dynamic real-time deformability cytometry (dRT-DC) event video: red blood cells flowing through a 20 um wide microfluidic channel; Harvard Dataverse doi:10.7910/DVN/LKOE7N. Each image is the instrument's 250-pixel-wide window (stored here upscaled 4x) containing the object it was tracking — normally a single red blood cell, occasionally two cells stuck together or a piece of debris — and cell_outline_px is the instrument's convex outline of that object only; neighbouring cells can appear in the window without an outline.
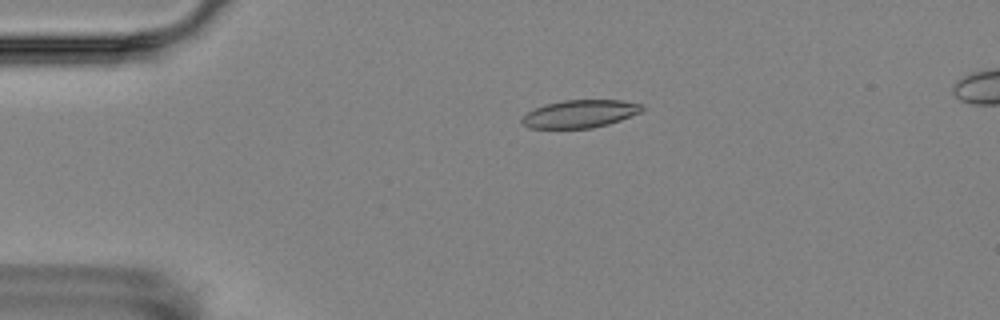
{"species": "Egyptian fruit bat (a non-hibernating species)", "species_latin": "Rousettus aegyptiacus", "temperature_condition": "room temperature", "stored_images_in_passage": 7, "camera_frame_rate_fps": 3000, "um_per_image_px": 0.085, "animal": {"sex": "female"}, "frame": {"image": 1, "passage_image": 3, "time_ms": 3.667, "image_size_px": [1000, 320], "cell_outline_px": [[644, 108], [640, 112], [620, 120], [608, 124], [592, 128], [528, 128], [520, 120], [528, 112], [544, 104], [564, 100], [624, 100], [640, 104]], "centroid_in_image_um": [49.29, 9.67], "position_along_channel_um": 35.7, "area_um2": 19.31}}
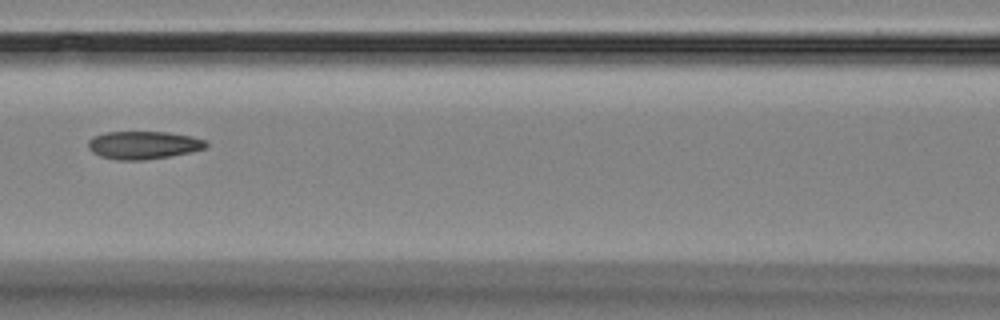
{"frame": {"image": 2, "passage_image": 7, "time_ms": 8.0, "image_size_px": [1000, 320], "cell_outline_px": [[208, 148], [192, 152], [144, 160], [116, 160], [100, 156], [92, 152], [88, 148], [88, 140], [92, 136], [104, 132], [168, 132], [192, 136], [208, 140]], "centroid_in_image_um": [12.21, 12.33], "position_along_channel_um": 154.4, "area_um2": 19.48}}